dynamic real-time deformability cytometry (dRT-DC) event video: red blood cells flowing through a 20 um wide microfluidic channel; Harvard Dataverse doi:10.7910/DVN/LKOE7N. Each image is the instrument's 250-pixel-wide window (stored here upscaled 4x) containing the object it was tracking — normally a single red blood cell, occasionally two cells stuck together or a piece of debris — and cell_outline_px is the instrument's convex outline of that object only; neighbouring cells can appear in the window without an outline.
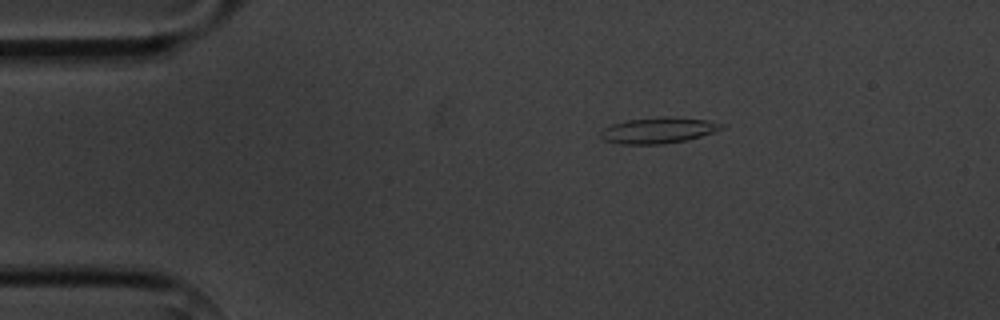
{"species": "common noctule bat (a hibernating species)", "species_latin": "Nyctalus noctula", "temperature_condition": "cold", "stored_images_in_passage": 10, "camera_frame_rate_fps": 3000, "um_per_image_px": 0.085, "animal": {"sex": "male", "body_mass_g": 20.1, "forearm_length_mm": 53.5}, "frame": {"image": 1, "passage_image": 2, "time_ms": 2.0, "image_size_px": [1000, 320], "cell_outline_px": [[724, 128], [700, 136], [684, 140], [660, 144], [624, 144], [604, 140], [600, 136], [600, 132], [604, 128], [612, 124], [628, 120], [656, 116], [668, 116], [708, 120], [724, 124]], "centroid_in_image_um": [55.95, 11.06], "position_along_channel_um": 29.1, "area_um2": 18.15}}
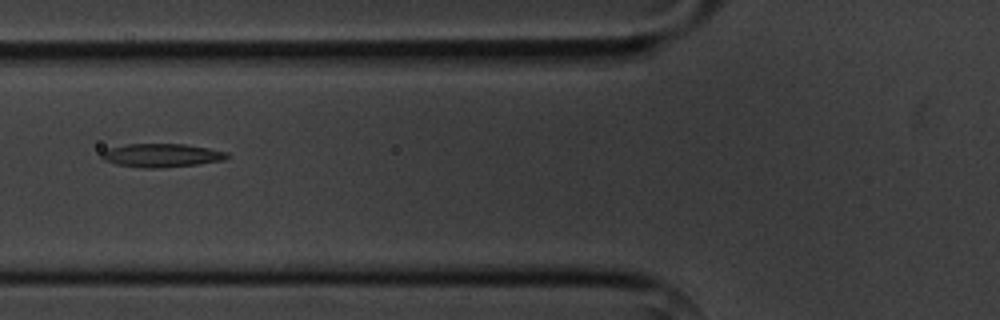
{"frame": {"image": 2, "passage_image": 5, "time_ms": 5.667, "image_size_px": [1000, 320], "cell_outline_px": [[228, 156], [224, 160], [196, 164], [160, 168], [144, 168], [116, 164], [104, 160], [100, 156], [100, 152], [108, 148], [128, 144], [184, 144], [208, 148], [228, 152]], "centroid_in_image_um": [13.7, 13.2], "position_along_channel_um": 112.1, "area_um2": 17.11}}
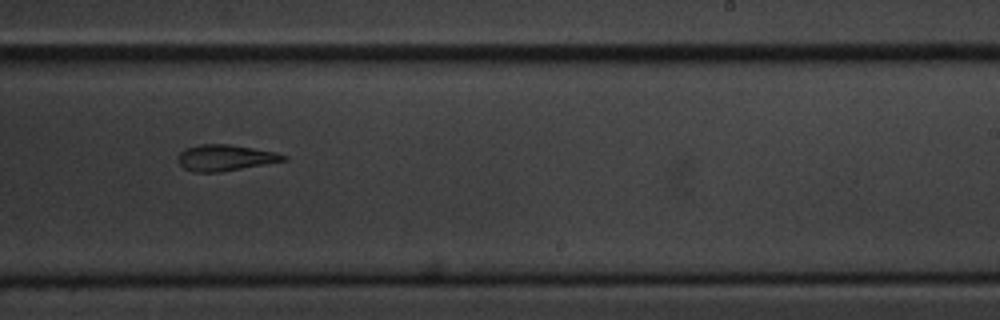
{"frame": {"image": 3, "passage_image": 9, "time_ms": 10.0, "image_size_px": [1000, 320], "cell_outline_px": [[288, 160], [220, 172], [192, 172], [184, 168], [176, 160], [176, 156], [184, 148], [200, 144], [232, 144], [276, 152], [288, 156]], "centroid_in_image_um": [19.12, 13.4], "position_along_channel_um": 269.9, "area_um2": 16.3}}